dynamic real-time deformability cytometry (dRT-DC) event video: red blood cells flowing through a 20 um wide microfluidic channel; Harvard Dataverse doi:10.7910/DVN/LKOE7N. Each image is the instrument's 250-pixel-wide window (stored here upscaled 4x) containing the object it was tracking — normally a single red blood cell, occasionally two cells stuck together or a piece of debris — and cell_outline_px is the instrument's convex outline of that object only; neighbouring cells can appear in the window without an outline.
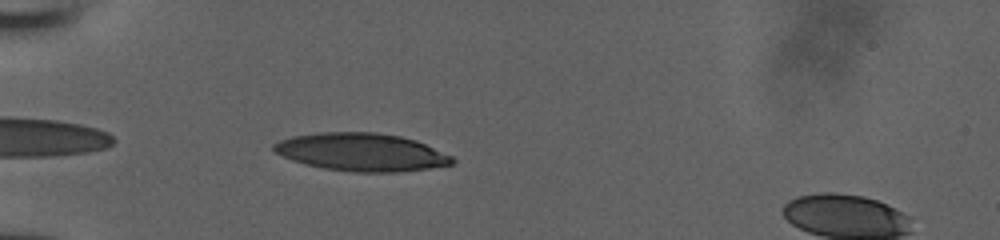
{"species": "human", "species_latin": "Homo sapiens", "temperature_condition": "room temperature", "stored_images_in_passage": 36, "camera_frame_rate_fps": 3000, "um_per_image_px": 0.085, "donor": {"sex": "male"}, "frame": {"image": 1, "passage_image": 2, "time_ms": 0.333, "image_size_px": [1000, 240], "cell_outline_px": [[456, 160], [452, 164], [428, 168], [396, 172], [352, 172], [324, 168], [304, 164], [292, 160], [276, 152], [272, 148], [272, 144], [280, 140], [292, 136], [320, 132], [376, 132], [400, 136], [416, 140], [452, 156]], "centroid_in_image_um": [30.71, 12.93], "position_along_channel_um": 54.3, "area_um2": 39.3}}
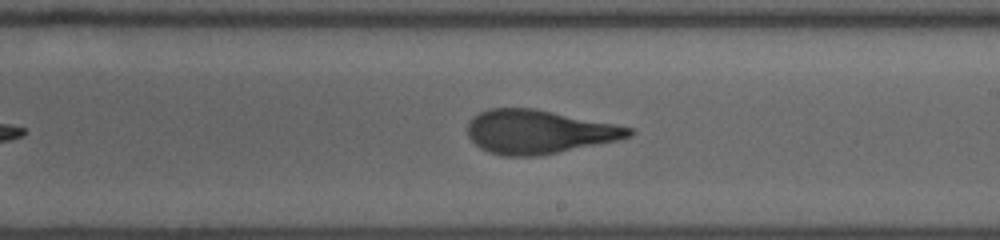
{"frame": {"image": 2, "passage_image": 17, "time_ms": 5.333, "image_size_px": [1000, 240], "cell_outline_px": [[636, 132], [632, 136], [616, 140], [540, 156], [504, 156], [488, 152], [480, 148], [468, 136], [468, 124], [480, 112], [488, 108], [532, 108], [632, 128]], "centroid_in_image_um": [45.76, 11.22], "position_along_channel_um": 243.2, "area_um2": 40.52}}
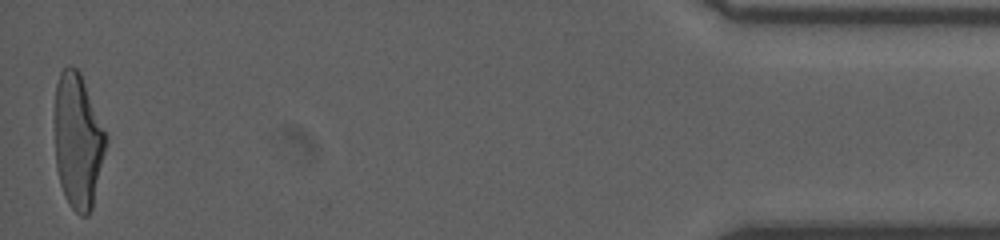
{"frame": {"image": 3, "passage_image": 36, "time_ms": 11.667, "image_size_px": [1000, 240], "cell_outline_px": [[108, 140], [92, 208], [88, 216], [80, 216], [68, 204], [64, 196], [60, 184], [56, 168], [56, 84], [60, 72], [68, 64], [76, 68], [80, 72], [108, 136]], "centroid_in_image_um": [6.64, 12.01], "position_along_channel_um": 428.6, "area_um2": 40.23}}